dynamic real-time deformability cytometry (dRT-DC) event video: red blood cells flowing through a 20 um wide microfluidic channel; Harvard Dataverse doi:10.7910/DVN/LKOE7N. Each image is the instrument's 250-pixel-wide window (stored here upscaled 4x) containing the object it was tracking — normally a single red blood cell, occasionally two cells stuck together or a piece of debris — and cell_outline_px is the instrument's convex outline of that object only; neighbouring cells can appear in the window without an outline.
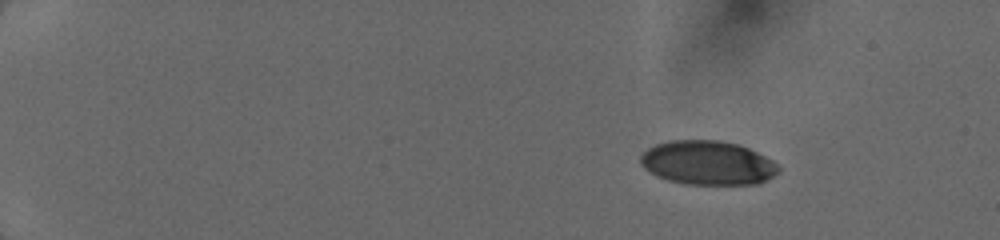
{"species": "human", "species_latin": "Homo sapiens", "temperature_condition": "cold", "stored_images_in_passage": 16, "camera_frame_rate_fps": 3000, "um_per_image_px": 0.085, "donor": {"sex": "female"}, "frame": {"image": 1, "passage_image": 1, "time_ms": 0.0, "image_size_px": [1000, 240], "cell_outline_px": [[780, 168], [772, 176], [756, 184], [684, 184], [668, 180], [656, 176], [644, 168], [640, 164], [640, 156], [648, 148], [656, 144], [668, 140], [720, 140], [740, 144], [780, 164]], "centroid_in_image_um": [60.13, 13.83], "position_along_channel_um": 24.9, "area_um2": 35.49}}
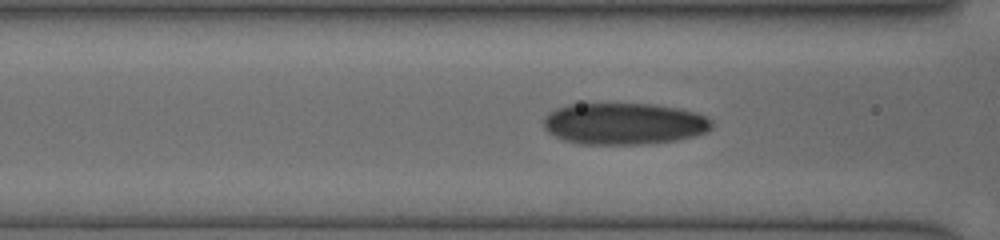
{"frame": {"image": 2, "passage_image": 12, "time_ms": 5.333, "image_size_px": [1000, 240], "cell_outline_px": [[712, 128], [704, 132], [692, 136], [676, 140], [644, 144], [580, 144], [564, 140], [548, 132], [544, 128], [544, 116], [548, 112], [556, 108], [568, 104], [652, 104], [676, 108], [692, 112], [704, 116], [712, 120]], "centroid_in_image_um": [52.99, 10.51], "position_along_channel_um": 113.6, "area_um2": 40.63}}
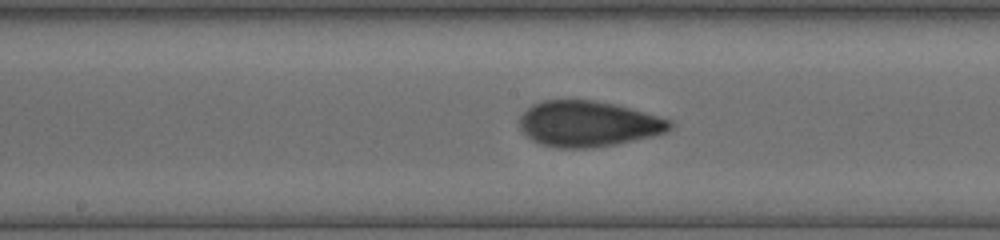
{"frame": {"image": 3, "passage_image": 16, "time_ms": 7.333, "image_size_px": [1000, 240], "cell_outline_px": [[672, 128], [664, 132], [652, 136], [616, 144], [592, 148], [556, 148], [540, 144], [532, 140], [520, 128], [520, 116], [532, 104], [544, 100], [592, 100], [616, 104], [672, 120]], "centroid_in_image_um": [49.99, 10.53], "position_along_channel_um": 198.2, "area_um2": 40.0}}